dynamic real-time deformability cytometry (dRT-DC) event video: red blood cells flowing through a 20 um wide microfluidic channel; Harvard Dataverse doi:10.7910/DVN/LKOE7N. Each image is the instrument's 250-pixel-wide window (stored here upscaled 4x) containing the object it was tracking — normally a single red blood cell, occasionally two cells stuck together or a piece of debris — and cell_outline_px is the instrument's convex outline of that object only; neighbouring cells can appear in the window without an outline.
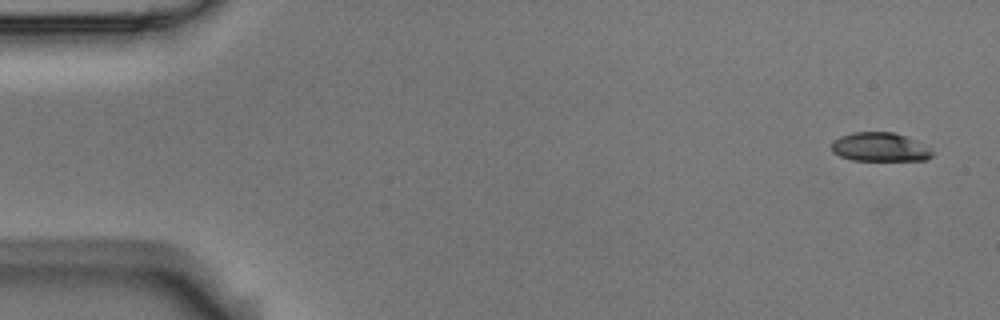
{"species": "Egyptian fruit bat (a non-hibernating species)", "species_latin": "Rousettus aegyptiacus", "temperature_condition": "room temperature", "stored_images_in_passage": 6, "camera_frame_rate_fps": 3000, "um_per_image_px": 0.085, "animal": {"sex": "male"}, "frame": {"image": 1, "passage_image": 1, "time_ms": 0.0, "image_size_px": [1000, 320], "cell_outline_px": [[932, 156], [928, 160], [852, 160], [840, 156], [832, 152], [832, 144], [840, 136], [852, 132], [892, 132], [916, 140], [928, 148], [932, 152]], "centroid_in_image_um": [74.78, 12.5], "position_along_channel_um": 10.2, "area_um2": 16.76}}